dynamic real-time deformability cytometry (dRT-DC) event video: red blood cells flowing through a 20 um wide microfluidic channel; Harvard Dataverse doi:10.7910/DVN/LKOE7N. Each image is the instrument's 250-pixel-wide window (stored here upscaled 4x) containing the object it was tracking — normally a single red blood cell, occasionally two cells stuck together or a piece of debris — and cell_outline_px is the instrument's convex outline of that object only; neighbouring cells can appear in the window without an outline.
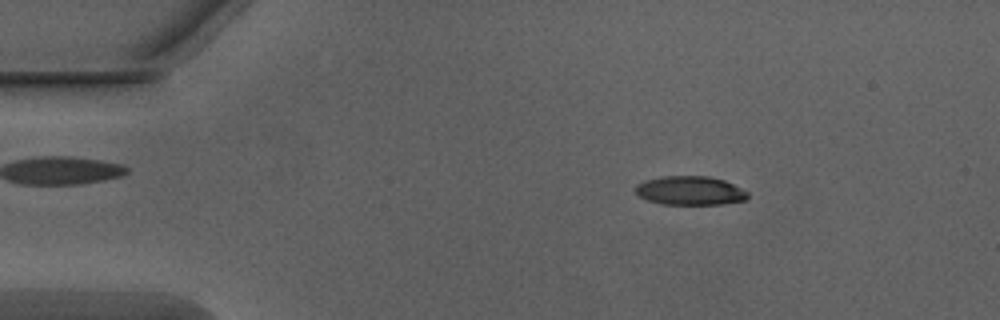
{"species": "Egyptian fruit bat (a non-hibernating species)", "species_latin": "Rousettus aegyptiacus", "temperature_condition": "warm", "stored_images_in_passage": 47, "camera_frame_rate_fps": 3000, "um_per_image_px": 0.085, "animal": {"sex": "male"}, "frame": {"image": 1, "passage_image": 4, "time_ms": 1.0, "image_size_px": [1000, 320], "cell_outline_px": [[748, 196], [744, 200], [724, 204], [660, 204], [648, 200], [640, 196], [636, 192], [636, 184], [644, 180], [664, 176], [708, 176], [724, 180], [748, 192]], "centroid_in_image_um": [58.64, 16.2], "position_along_channel_um": 26.4, "area_um2": 18.79}}
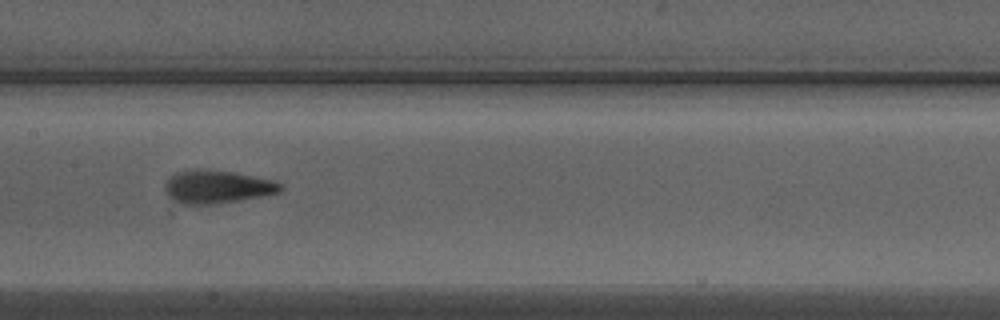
{"frame": {"image": 2, "passage_image": 21, "time_ms": 6.667, "image_size_px": [1000, 320], "cell_outline_px": [[284, 188], [280, 192], [240, 200], [212, 204], [184, 204], [176, 200], [164, 188], [164, 184], [172, 176], [180, 172], [232, 172], [276, 180], [284, 184]], "centroid_in_image_um": [18.59, 15.91], "position_along_channel_um": 188.8, "area_um2": 21.21}}
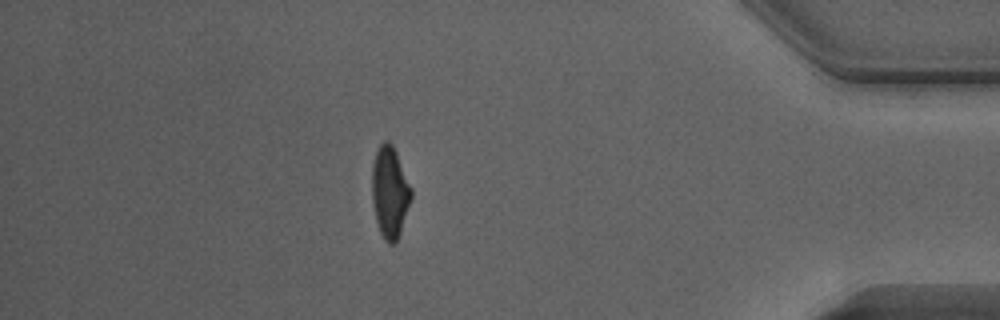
{"frame": {"image": 3, "passage_image": 40, "time_ms": 13.0, "image_size_px": [1000, 320], "cell_outline_px": [[412, 196], [396, 244], [388, 244], [384, 240], [380, 232], [376, 220], [372, 204], [372, 164], [376, 152], [380, 144], [384, 140], [388, 140], [392, 144], [396, 152], [412, 188]], "centroid_in_image_um": [33.13, 16.33], "position_along_channel_um": 402.1, "area_um2": 20.98}, "authors_computed_cell_mechanics": {"area_um2": 20.7502, "velocity_mm_per_s": 4.0595, "shape_relaxation_time_tau1_ms": 4.0944, "shape_relaxation_time_tau2_ms": 1.7896, "deformation_change_tau1": 0.1801, "deformation_change_tau2": 0.1024}}